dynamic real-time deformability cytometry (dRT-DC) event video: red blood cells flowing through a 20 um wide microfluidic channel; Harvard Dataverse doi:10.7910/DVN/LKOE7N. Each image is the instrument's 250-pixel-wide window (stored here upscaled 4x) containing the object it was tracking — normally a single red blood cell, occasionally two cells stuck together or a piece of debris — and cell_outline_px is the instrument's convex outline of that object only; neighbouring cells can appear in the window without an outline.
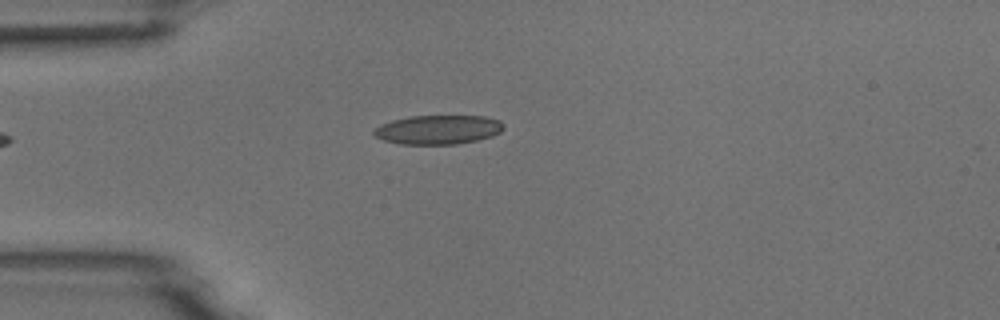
{"species": "common noctule bat (a hibernating species)", "species_latin": "Nyctalus noctula", "temperature_condition": "room temperature", "stored_images_in_passage": 4, "camera_frame_rate_fps": 3000, "um_per_image_px": 0.085, "animal": {"sex": "male", "body_mass_g": 18.8}, "frame": {"image": 1, "passage_image": 4, "time_ms": 3.333, "image_size_px": [1000, 320], "cell_outline_px": [[504, 128], [500, 132], [492, 136], [476, 140], [456, 144], [400, 144], [384, 140], [376, 136], [372, 132], [380, 124], [392, 120], [408, 116], [484, 116], [500, 120], [504, 124]], "centroid_in_image_um": [37.25, 11.01], "position_along_channel_um": 47.8, "area_um2": 22.02}}